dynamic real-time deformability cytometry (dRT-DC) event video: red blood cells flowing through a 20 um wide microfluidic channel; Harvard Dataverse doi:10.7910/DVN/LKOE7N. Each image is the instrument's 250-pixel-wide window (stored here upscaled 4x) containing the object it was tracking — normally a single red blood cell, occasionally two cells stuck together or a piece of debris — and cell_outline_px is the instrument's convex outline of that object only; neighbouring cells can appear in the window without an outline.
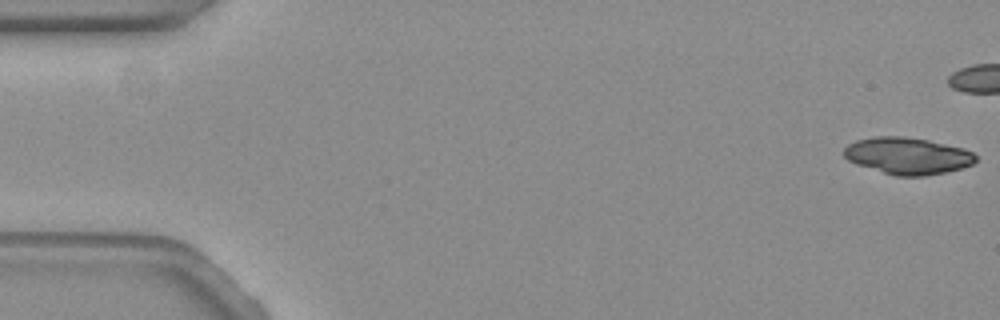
{"species": "common noctule bat (a hibernating species)", "species_latin": "Nyctalus noctula", "temperature_condition": "warm", "stored_images_in_passage": 18, "camera_frame_rate_fps": 3000, "um_per_image_px": 0.085, "animal": {"sex": "female", "body_mass_g": 19.3, "forearm_length_mm": 54.1}, "frame": {"image": 1, "passage_image": 1, "time_ms": 0.0, "image_size_px": [1000, 320], "cell_outline_px": [[976, 160], [972, 164], [960, 168], [944, 172], [924, 176], [896, 176], [856, 164], [848, 160], [844, 156], [844, 148], [848, 144], [856, 140], [872, 136], [904, 136], [928, 140], [964, 148], [972, 152], [976, 156]], "centroid_in_image_um": [77.12, 13.23], "position_along_channel_um": 7.9, "area_um2": 28.21}}